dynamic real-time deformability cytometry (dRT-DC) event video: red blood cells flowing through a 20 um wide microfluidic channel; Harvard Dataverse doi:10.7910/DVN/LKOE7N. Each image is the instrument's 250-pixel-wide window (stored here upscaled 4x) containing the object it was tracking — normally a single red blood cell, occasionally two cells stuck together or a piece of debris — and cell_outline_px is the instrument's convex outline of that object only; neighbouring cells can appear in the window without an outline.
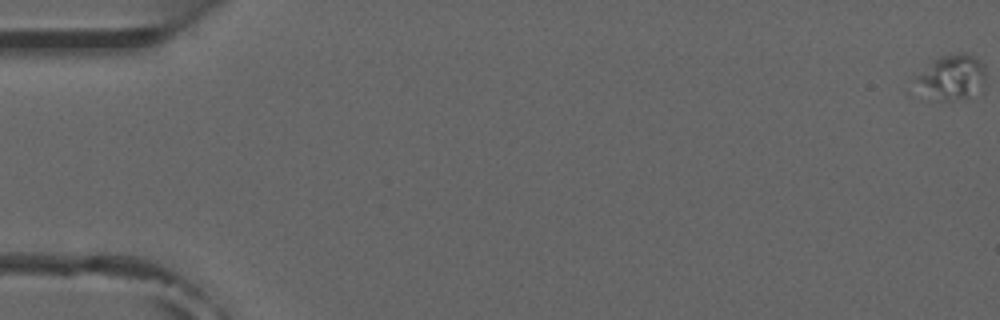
{"species": "common noctule bat (a hibernating species)", "species_latin": "Nyctalus noctula", "temperature_condition": "room temperature", "stored_images_in_passage": 6, "camera_frame_rate_fps": 3000, "um_per_image_px": 0.085, "animal": {"sex": "male", "forearm_length_mm": 52.5}, "frame": {"image": 1, "passage_image": 1, "time_ms": 0.0, "image_size_px": [1000, 320], "cell_outline_px": [[984, 92], [952, 100], [936, 100], [908, 96], [904, 92], [912, 76], [932, 60], [940, 56], [956, 52], [968, 52], [976, 56], [984, 64]], "centroid_in_image_um": [80.62, 6.63], "position_along_channel_um": 4.4, "area_um2": 20.92}}
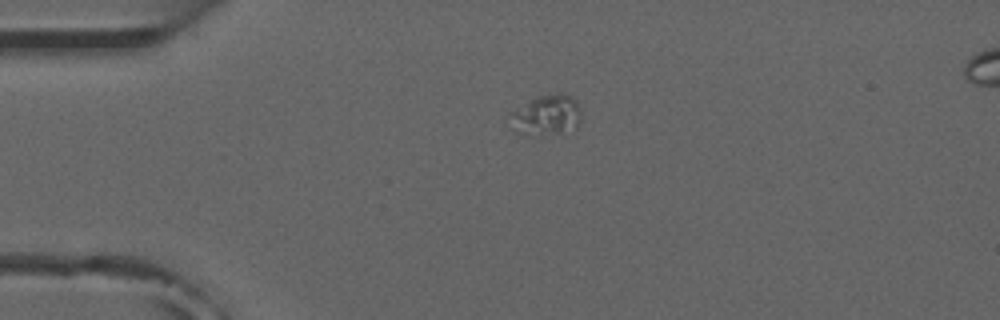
{"frame": {"image": 2, "passage_image": 4, "time_ms": 4.333, "image_size_px": [1000, 320], "cell_outline_px": [[580, 124], [576, 128], [560, 132], [528, 136], [516, 132], [504, 124], [508, 112], [536, 96], [560, 92], [572, 96], [576, 100], [580, 108]], "centroid_in_image_um": [46.33, 9.78], "position_along_channel_um": 38.7, "area_um2": 17.63}}